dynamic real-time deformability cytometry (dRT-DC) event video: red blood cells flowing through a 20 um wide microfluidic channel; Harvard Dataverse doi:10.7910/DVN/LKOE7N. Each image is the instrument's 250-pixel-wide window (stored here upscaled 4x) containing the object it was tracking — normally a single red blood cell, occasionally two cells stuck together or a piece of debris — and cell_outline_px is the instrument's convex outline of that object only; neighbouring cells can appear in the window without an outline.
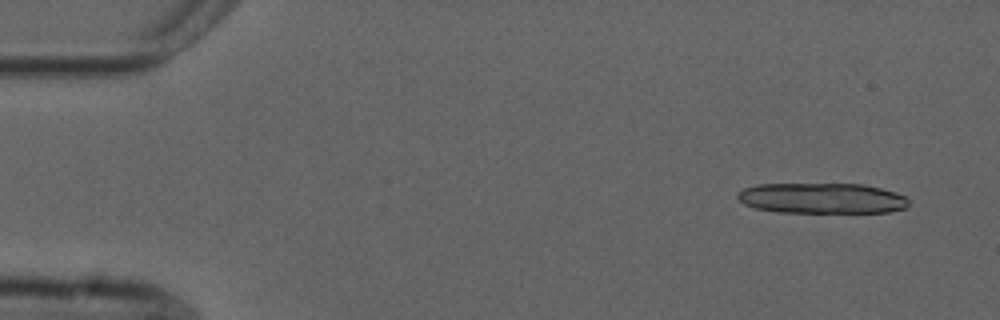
{"species": "common noctule bat (a hibernating species)", "species_latin": "Nyctalus noctula", "temperature_condition": "cold", "stored_images_in_passage": 19, "camera_frame_rate_fps": 3000, "um_per_image_px": 0.085, "animal": {"sex": "male", "forearm_length_mm": 52.5}, "frame": {"image": 1, "passage_image": 3, "time_ms": 0.667, "image_size_px": [1000, 320], "cell_outline_px": [[908, 208], [888, 212], [776, 212], [756, 208], [744, 204], [736, 196], [736, 192], [744, 188], [756, 184], [864, 184], [896, 192], [908, 196]], "centroid_in_image_um": [69.88, 16.85], "position_along_channel_um": 15.1, "area_um2": 30.69}}